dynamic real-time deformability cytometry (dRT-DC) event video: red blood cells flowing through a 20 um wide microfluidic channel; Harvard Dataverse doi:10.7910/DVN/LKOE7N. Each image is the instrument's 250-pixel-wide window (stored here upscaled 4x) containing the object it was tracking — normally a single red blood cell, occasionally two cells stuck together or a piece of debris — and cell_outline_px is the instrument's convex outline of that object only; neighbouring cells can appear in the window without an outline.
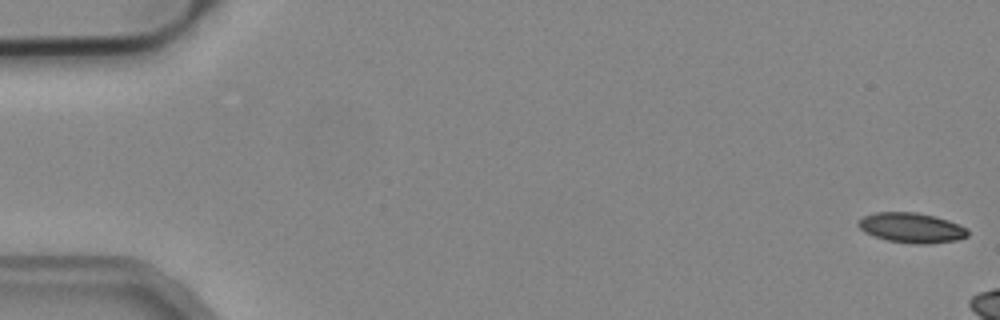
{"species": "common noctule bat (a hibernating species)", "species_latin": "Nyctalus noctula", "temperature_condition": "cold", "stored_images_in_passage": 7, "camera_frame_rate_fps": 3000, "um_per_image_px": 0.085, "animal": {"sex": "male", "body_mass_g": 19.2, "forearm_length_mm": 51.8}, "frame": {"image": 1, "passage_image": 1, "time_ms": 0.0, "image_size_px": [1000, 320], "cell_outline_px": [[968, 236], [956, 240], [924, 244], [916, 244], [888, 240], [864, 232], [856, 224], [864, 216], [876, 212], [916, 212], [936, 216], [948, 220], [968, 228]], "centroid_in_image_um": [77.5, 19.35], "position_along_channel_um": 7.5, "area_um2": 19.02}}